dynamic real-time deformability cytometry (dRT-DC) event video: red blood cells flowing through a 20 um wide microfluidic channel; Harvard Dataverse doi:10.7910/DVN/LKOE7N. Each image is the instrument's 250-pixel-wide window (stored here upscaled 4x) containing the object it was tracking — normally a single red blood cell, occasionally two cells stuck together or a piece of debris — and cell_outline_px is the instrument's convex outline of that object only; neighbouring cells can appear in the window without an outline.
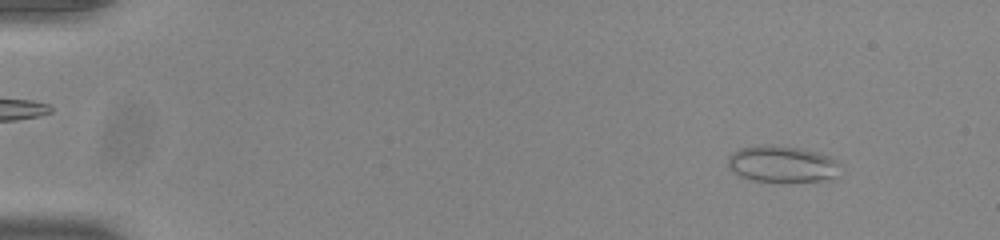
{"species": "common noctule bat (a hibernating species)", "species_latin": "Nyctalus noctula", "temperature_condition": "room temperature", "stored_images_in_passage": 53, "camera_frame_rate_fps": 3000, "um_per_image_px": 0.085, "animal": {"sex": "male", "body_mass_g": 20.0, "forearm_length_mm": 53.3}, "frame": {"image": 1, "passage_image": 5, "time_ms": 1.333, "image_size_px": [1000, 240], "cell_outline_px": [[840, 164], [836, 176], [832, 180], [792, 184], [752, 180], [732, 172], [728, 164], [728, 156], [732, 152], [740, 148], [768, 144], [800, 148], [816, 152], [828, 156], [836, 160]], "centroid_in_image_um": [66.51, 13.99], "position_along_channel_um": 18.5, "area_um2": 24.62}}
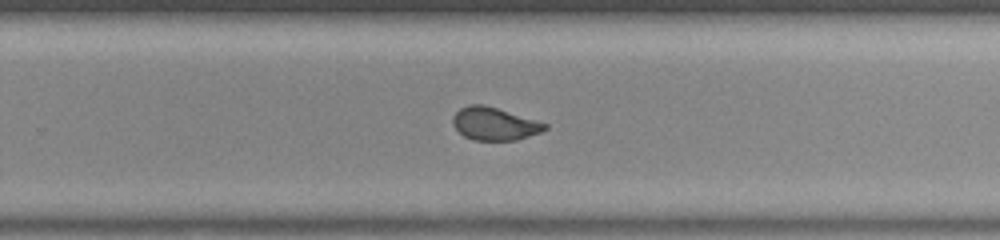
{"frame": {"image": 2, "passage_image": 35, "time_ms": 11.333, "image_size_px": [1000, 240], "cell_outline_px": [[548, 128], [540, 132], [516, 140], [472, 140], [464, 136], [452, 124], [452, 116], [460, 108], [468, 104], [484, 104], [548, 124]], "centroid_in_image_um": [41.99, 10.51], "position_along_channel_um": 287.8, "area_um2": 17.51}}
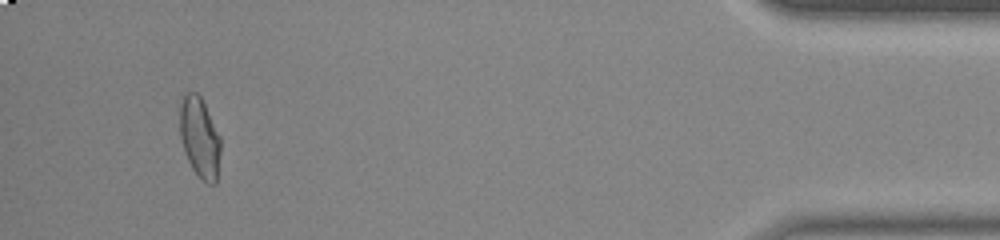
{"frame": {"image": 3, "passage_image": 50, "time_ms": 16.333, "image_size_px": [1000, 240], "cell_outline_px": [[220, 152], [216, 184], [208, 184], [200, 180], [192, 168], [188, 160], [180, 136], [180, 104], [184, 96], [188, 92], [196, 92], [200, 96], [220, 136]], "centroid_in_image_um": [16.98, 11.73], "position_along_channel_um": 418.2, "area_um2": 18.96}}